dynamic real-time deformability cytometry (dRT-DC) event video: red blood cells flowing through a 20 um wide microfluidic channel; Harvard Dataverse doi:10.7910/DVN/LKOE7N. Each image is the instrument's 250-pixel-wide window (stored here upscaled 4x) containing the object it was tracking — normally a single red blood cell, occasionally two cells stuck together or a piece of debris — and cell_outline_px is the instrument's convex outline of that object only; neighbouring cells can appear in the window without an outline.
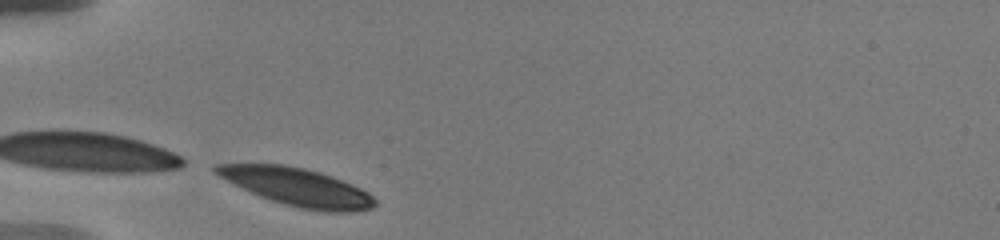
{"species": "human", "species_latin": "Homo sapiens", "temperature_condition": "warm", "stored_images_in_passage": 17, "camera_frame_rate_fps": 3000, "um_per_image_px": 0.085, "donor": {"sex": "male"}, "frame": {"image": 1, "passage_image": 1, "time_ms": 0.0, "image_size_px": [1000, 240], "cell_outline_px": [[376, 204], [372, 208], [356, 212], [324, 212], [300, 208], [284, 204], [260, 196], [212, 172], [212, 164], [284, 164], [304, 168], [320, 172], [332, 176], [360, 188], [368, 192], [376, 200]], "centroid_in_image_um": [25.29, 15.89], "position_along_channel_um": 59.7, "area_um2": 34.8}}
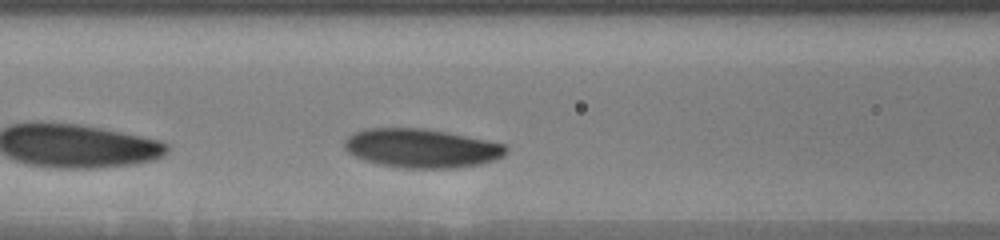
{"frame": {"image": 2, "passage_image": 10, "time_ms": 2.333, "image_size_px": [1000, 240], "cell_outline_px": [[508, 152], [504, 156], [496, 160], [480, 164], [456, 168], [404, 168], [380, 164], [364, 160], [352, 156], [344, 148], [344, 140], [352, 132], [364, 128], [424, 128], [448, 132], [488, 140], [504, 144], [508, 148]], "centroid_in_image_um": [35.82, 12.59], "position_along_channel_um": 130.8, "area_um2": 37.11}}
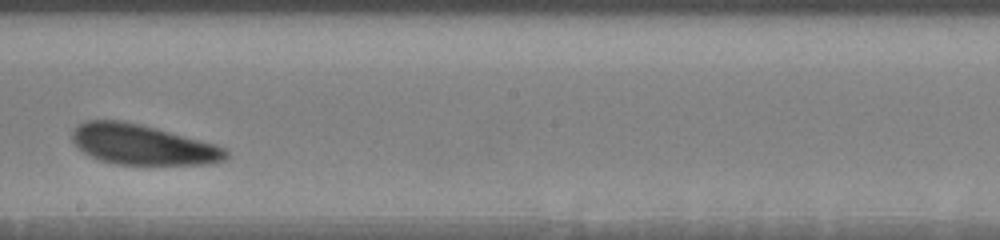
{"frame": {"image": 3, "passage_image": 16, "time_ms": 5.333, "image_size_px": [1000, 240], "cell_outline_px": [[228, 156], [224, 160], [216, 164], [116, 164], [100, 160], [84, 152], [72, 140], [72, 132], [80, 124], [88, 120], [120, 120], [140, 124], [156, 128], [216, 144], [224, 148], [228, 152]], "centroid_in_image_um": [12.15, 12.3], "position_along_channel_um": 236.0, "area_um2": 35.72}}